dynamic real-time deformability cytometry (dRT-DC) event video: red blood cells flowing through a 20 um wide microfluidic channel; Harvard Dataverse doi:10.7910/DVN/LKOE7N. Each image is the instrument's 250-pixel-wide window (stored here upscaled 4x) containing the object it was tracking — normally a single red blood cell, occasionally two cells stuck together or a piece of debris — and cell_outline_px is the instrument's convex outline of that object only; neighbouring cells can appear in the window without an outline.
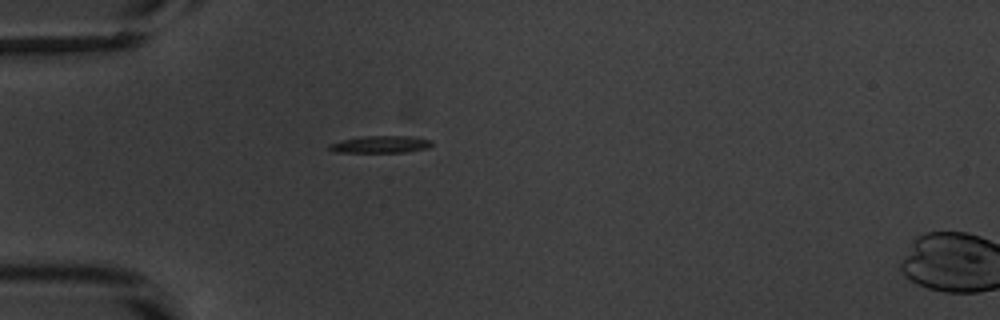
{"species": "common noctule bat (a hibernating species)", "species_latin": "Nyctalus noctula", "temperature_condition": "warm", "stored_images_in_passage": 17, "camera_frame_rate_fps": 3000, "um_per_image_px": 0.085, "animal": {"sex": "male", "body_mass_g": 20.1, "forearm_length_mm": 53.5}, "frame": {"image": 1, "passage_image": 15, "time_ms": 4.667, "image_size_px": [1000, 320], "cell_outline_px": [[432, 144], [428, 148], [404, 152], [332, 152], [328, 148], [328, 144], [344, 140], [364, 136], [412, 136], [432, 140]], "centroid_in_image_um": [32.36, 12.27], "position_along_channel_um": 52.6, "area_um2": 10.17}}